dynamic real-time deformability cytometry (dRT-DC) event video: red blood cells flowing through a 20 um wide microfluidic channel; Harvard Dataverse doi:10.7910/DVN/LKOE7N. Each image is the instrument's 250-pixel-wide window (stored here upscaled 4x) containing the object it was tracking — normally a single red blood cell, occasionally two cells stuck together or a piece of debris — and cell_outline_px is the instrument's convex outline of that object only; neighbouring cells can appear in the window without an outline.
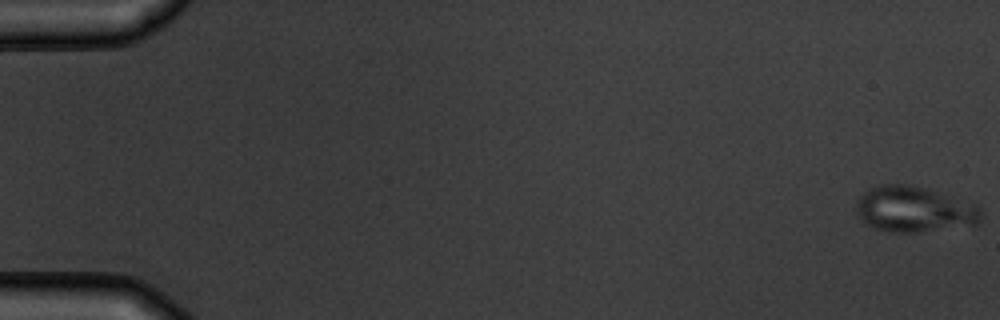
{"species": "common noctule bat (a hibernating species)", "species_latin": "Nyctalus noctula", "temperature_condition": "warm", "stored_images_in_passage": 6, "camera_frame_rate_fps": 3000, "um_per_image_px": 0.085, "animal": {"sex": "male", "body_mass_g": 19.5, "forearm_length_mm": 54.6}, "frame": {"image": 1, "passage_image": 1, "time_ms": 0.0, "image_size_px": [1000, 320], "cell_outline_px": [[980, 220], [976, 224], [916, 232], [892, 232], [876, 228], [868, 224], [856, 212], [856, 200], [868, 188], [880, 184], [912, 184], [944, 192], [980, 204]], "centroid_in_image_um": [77.74, 17.74], "position_along_channel_um": 7.3, "area_um2": 33.58}}